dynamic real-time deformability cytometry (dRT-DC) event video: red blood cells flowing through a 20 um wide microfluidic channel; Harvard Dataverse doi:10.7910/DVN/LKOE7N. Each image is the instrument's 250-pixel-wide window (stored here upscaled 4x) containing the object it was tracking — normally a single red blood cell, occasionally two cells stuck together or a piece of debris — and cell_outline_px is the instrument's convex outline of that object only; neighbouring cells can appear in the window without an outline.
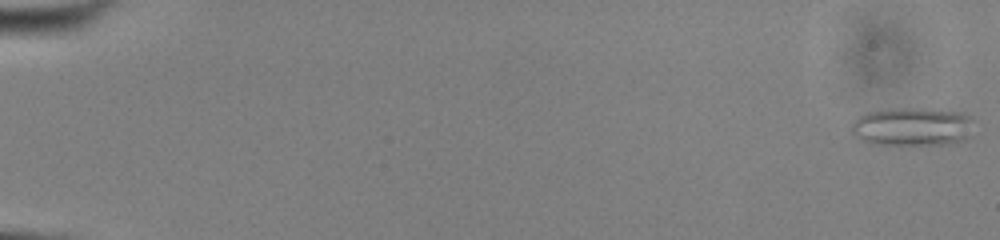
{"species": "common noctule bat (a hibernating species)", "species_latin": "Nyctalus noctula", "temperature_condition": "cold", "stored_images_in_passage": 54, "camera_frame_rate_fps": 3000, "um_per_image_px": 0.085, "animal": {"sex": "male", "body_mass_g": 13.0, "forearm_length_mm": 53.1}, "frame": {"image": 1, "passage_image": 1, "time_ms": 0.0, "image_size_px": [1000, 240], "cell_outline_px": [[968, 136], [964, 140], [944, 144], [872, 144], [856, 136], [852, 132], [852, 124], [860, 116], [868, 112], [896, 108], [920, 108], [960, 112], [968, 116]], "centroid_in_image_um": [77.49, 10.76], "position_along_channel_um": 7.5, "area_um2": 26.59}}
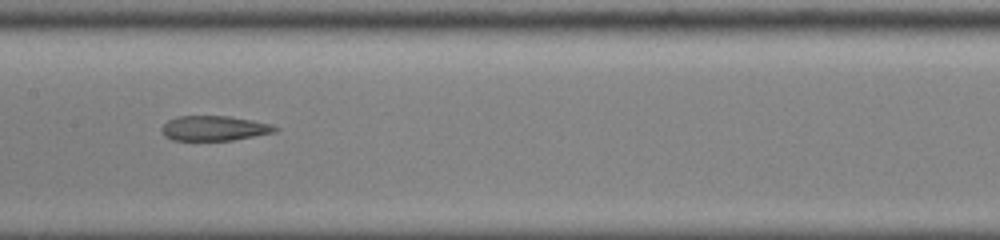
{"frame": {"image": 2, "passage_image": 29, "time_ms": 9.333, "image_size_px": [1000, 240], "cell_outline_px": [[280, 128], [276, 132], [232, 140], [172, 140], [164, 136], [160, 128], [168, 120], [176, 116], [228, 116], [252, 120], [272, 124]], "centroid_in_image_um": [18.21, 10.9], "position_along_channel_um": 189.2, "area_um2": 16.53}}
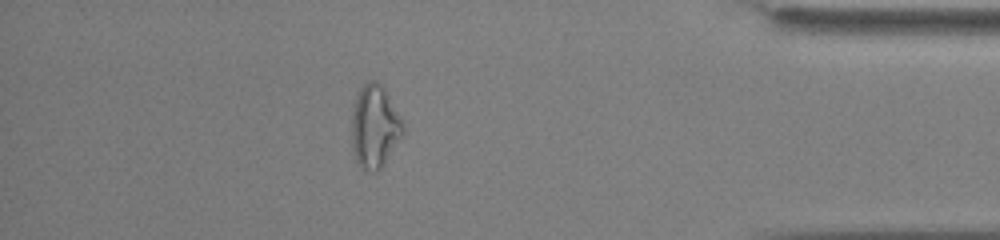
{"frame": {"image": 3, "passage_image": 48, "time_ms": 15.667, "image_size_px": [1000, 240], "cell_outline_px": [[404, 132], [384, 164], [376, 172], [372, 172], [360, 168], [356, 160], [352, 148], [352, 112], [360, 88], [368, 80], [376, 80], [384, 88], [400, 116], [404, 124]], "centroid_in_image_um": [31.84, 10.77], "position_along_channel_um": 403.4, "area_um2": 24.62}, "authors_computed_cell_mechanics": {"area_um2": 21.4727, "velocity_mm_per_s": 3.8987, "shape_relaxation_time_tau1_ms": null, "shape_relaxation_time_tau2_ms": 3.9484, "deformation_change_tau1": null, "deformation_change_tau2": 0.1348}}